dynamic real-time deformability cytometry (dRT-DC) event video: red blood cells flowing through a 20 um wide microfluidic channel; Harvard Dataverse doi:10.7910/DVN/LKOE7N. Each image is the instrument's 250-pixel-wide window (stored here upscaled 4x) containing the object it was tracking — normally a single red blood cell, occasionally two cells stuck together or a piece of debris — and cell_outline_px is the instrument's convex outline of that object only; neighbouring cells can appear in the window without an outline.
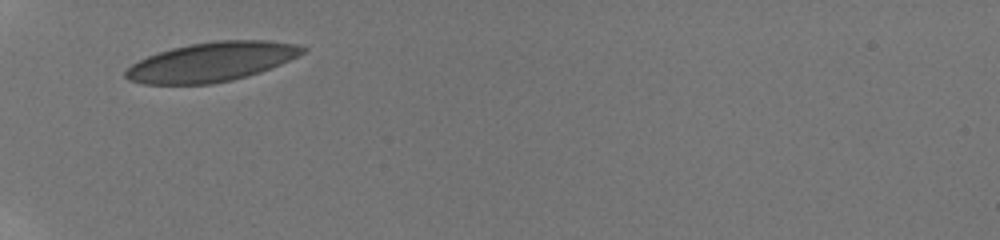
{"species": "human", "species_latin": "Homo sapiens", "temperature_condition": "room temperature", "stored_images_in_passage": 31, "camera_frame_rate_fps": 3000, "um_per_image_px": 0.085, "donor": {"sex": "male"}, "frame": {"image": 1, "passage_image": 1, "time_ms": 0.0, "image_size_px": [1000, 240], "cell_outline_px": [[308, 48], [304, 52], [280, 64], [260, 72], [248, 76], [232, 80], [212, 84], [144, 84], [128, 80], [124, 76], [124, 72], [132, 64], [148, 56], [172, 48], [192, 44], [220, 40], [268, 40], [296, 44]], "centroid_in_image_um": [17.98, 5.27], "position_along_channel_um": 67.0, "area_um2": 40.23}}
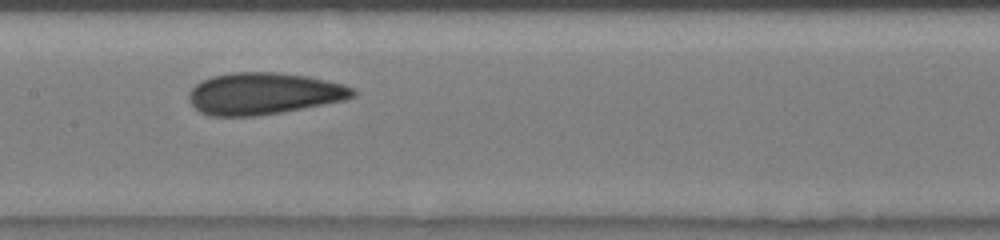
{"frame": {"image": 2, "passage_image": 11, "time_ms": 3.333, "image_size_px": [1000, 240], "cell_outline_px": [[356, 96], [344, 100], [324, 104], [280, 112], [256, 116], [212, 116], [200, 112], [188, 100], [188, 96], [192, 88], [200, 80], [212, 76], [232, 72], [272, 72], [308, 76], [344, 84], [356, 88]], "centroid_in_image_um": [22.42, 7.95], "position_along_channel_um": 185.0, "area_um2": 40.0}}
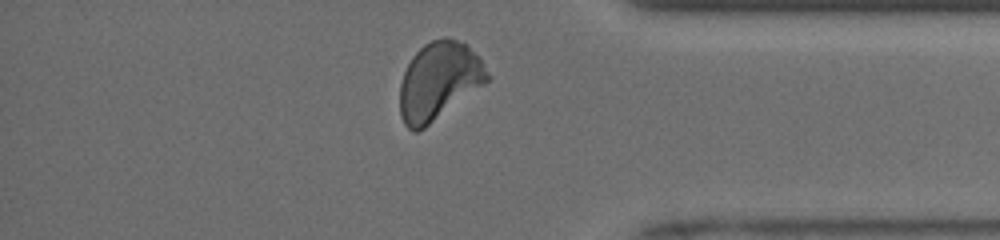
{"frame": {"image": 3, "passage_image": 28, "time_ms": 9.0, "image_size_px": [1000, 240], "cell_outline_px": [[492, 76], [484, 84], [424, 128], [416, 132], [412, 132], [404, 124], [400, 116], [400, 84], [404, 72], [412, 56], [424, 44], [432, 40], [444, 36], [448, 36], [464, 44], [480, 60]], "centroid_in_image_um": [37.27, 6.89], "position_along_channel_um": 397.9, "area_um2": 39.19}, "authors_computed_cell_mechanics": {"area_um2": 39.4196, "velocity_mm_per_s": 3.9187, "shape_relaxation_time_tau1_ms": 3.8785, "shape_relaxation_time_tau2_ms": 1.617, "deformation_change_tau1": 0.0973, "deformation_change_tau2": 0.0709}}